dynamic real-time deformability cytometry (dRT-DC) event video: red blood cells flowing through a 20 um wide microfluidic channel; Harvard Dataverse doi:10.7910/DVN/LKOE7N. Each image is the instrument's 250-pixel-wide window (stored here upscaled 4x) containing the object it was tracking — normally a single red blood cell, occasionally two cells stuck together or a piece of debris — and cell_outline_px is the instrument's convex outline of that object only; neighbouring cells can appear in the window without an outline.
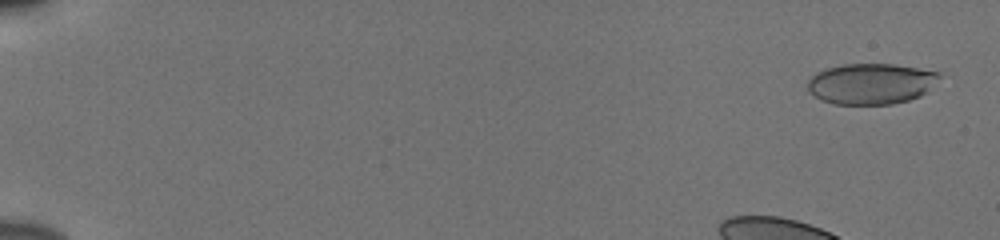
{"species": "human", "species_latin": "Homo sapiens", "temperature_condition": "cold", "stored_images_in_passage": 53, "camera_frame_rate_fps": 3000, "um_per_image_px": 0.085, "donor": {"sex": "male"}, "frame": {"image": 1, "passage_image": 2, "time_ms": 0.333, "image_size_px": [1000, 240], "cell_outline_px": [[940, 76], [928, 92], [920, 96], [908, 100], [892, 104], [836, 104], [824, 100], [808, 92], [808, 80], [816, 72], [824, 68], [844, 64], [892, 64], [940, 72]], "centroid_in_image_um": [74.03, 7.11], "position_along_channel_um": 11.0, "area_um2": 31.27}}
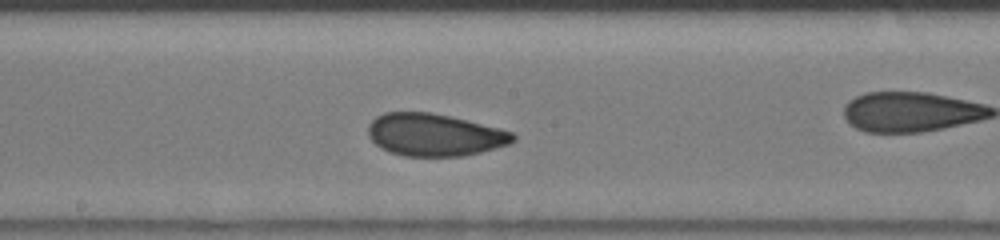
{"frame": {"image": 2, "passage_image": 29, "time_ms": 9.333, "image_size_px": [1000, 240], "cell_outline_px": [[516, 140], [508, 144], [496, 148], [464, 156], [404, 156], [388, 152], [380, 148], [368, 136], [368, 124], [376, 116], [384, 112], [432, 112], [512, 132], [516, 136]], "centroid_in_image_um": [36.88, 11.47], "position_along_channel_um": 211.3, "area_um2": 35.66}}
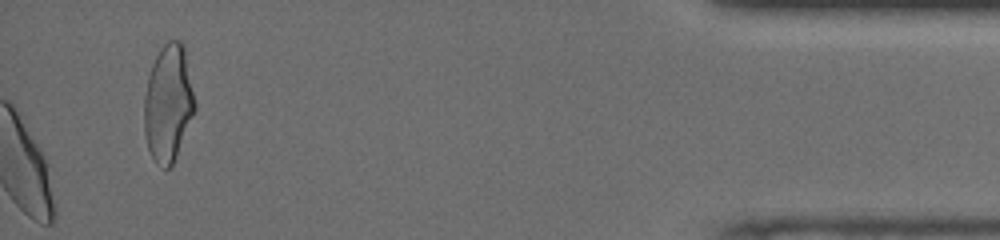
{"frame": {"image": 3, "passage_image": 53, "time_ms": 17.333, "image_size_px": [1000, 240], "cell_outline_px": [[196, 108], [176, 156], [172, 164], [168, 168], [164, 168], [156, 164], [152, 160], [148, 148], [144, 132], [144, 96], [148, 76], [152, 64], [160, 48], [168, 40], [180, 40], [184, 44], [196, 104]], "centroid_in_image_um": [14.29, 8.76], "position_along_channel_um": 420.9, "area_um2": 34.74}, "authors_computed_cell_mechanics": {"area_um2": 35.3158, "velocity_mm_per_s": 3.8232, "shape_relaxation_time_tau1_ms": 5.6349, "shape_relaxation_time_tau2_ms": 1.2709, "deformation_change_tau1": 0.125, "deformation_change_tau2": 0.0697}}